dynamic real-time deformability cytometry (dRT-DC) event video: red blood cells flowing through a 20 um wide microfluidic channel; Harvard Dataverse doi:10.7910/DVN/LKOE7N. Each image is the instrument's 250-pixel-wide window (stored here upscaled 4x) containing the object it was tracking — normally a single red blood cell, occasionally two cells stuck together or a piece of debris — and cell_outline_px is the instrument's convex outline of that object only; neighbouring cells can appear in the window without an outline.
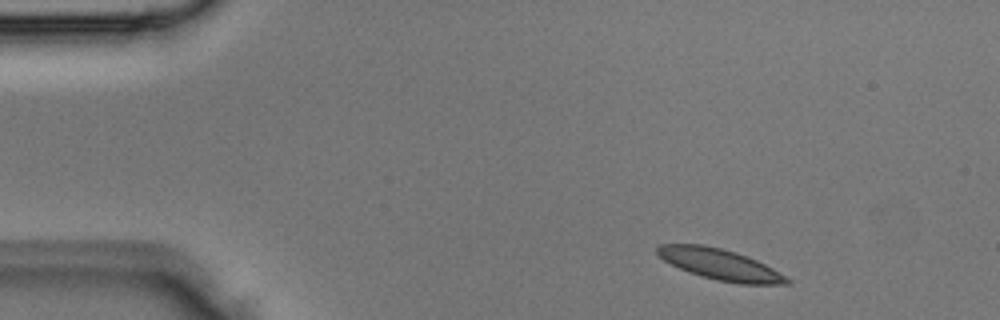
{"species": "Egyptian fruit bat (a non-hibernating species)", "species_latin": "Rousettus aegyptiacus", "temperature_condition": "room temperature", "stored_images_in_passage": 3, "camera_frame_rate_fps": 3000, "um_per_image_px": 0.085, "animal": {"sex": "male"}, "frame": {"image": 1, "passage_image": 1, "time_ms": 0.0, "image_size_px": [1000, 320], "cell_outline_px": [[792, 284], [740, 284], [716, 280], [700, 276], [688, 272], [664, 260], [656, 252], [656, 248], [660, 244], [704, 244], [736, 252], [756, 260], [772, 268], [792, 280]], "centroid_in_image_um": [61.21, 22.48], "position_along_channel_um": 23.8, "area_um2": 23.29}}
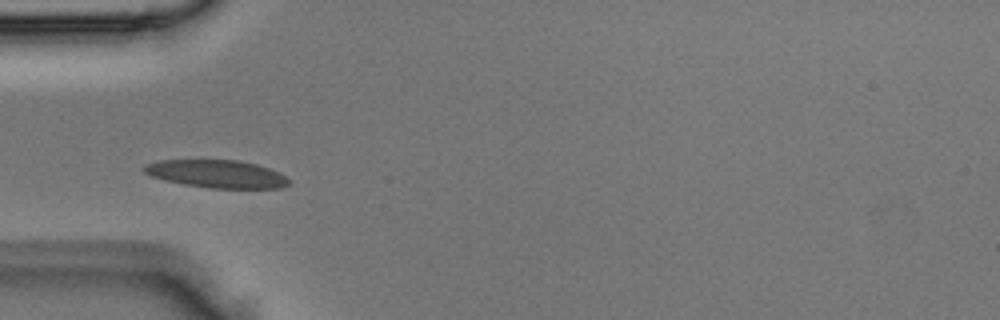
{"frame": {"image": 2, "passage_image": 3, "time_ms": 0.667, "image_size_px": [1000, 320], "cell_outline_px": [[292, 180], [288, 184], [280, 188], [208, 188], [184, 184], [164, 180], [152, 176], [144, 172], [140, 168], [144, 164], [156, 160], [240, 160], [256, 164], [268, 168]], "centroid_in_image_um": [18.37, 14.77], "position_along_channel_um": 66.6, "area_um2": 23.52}}